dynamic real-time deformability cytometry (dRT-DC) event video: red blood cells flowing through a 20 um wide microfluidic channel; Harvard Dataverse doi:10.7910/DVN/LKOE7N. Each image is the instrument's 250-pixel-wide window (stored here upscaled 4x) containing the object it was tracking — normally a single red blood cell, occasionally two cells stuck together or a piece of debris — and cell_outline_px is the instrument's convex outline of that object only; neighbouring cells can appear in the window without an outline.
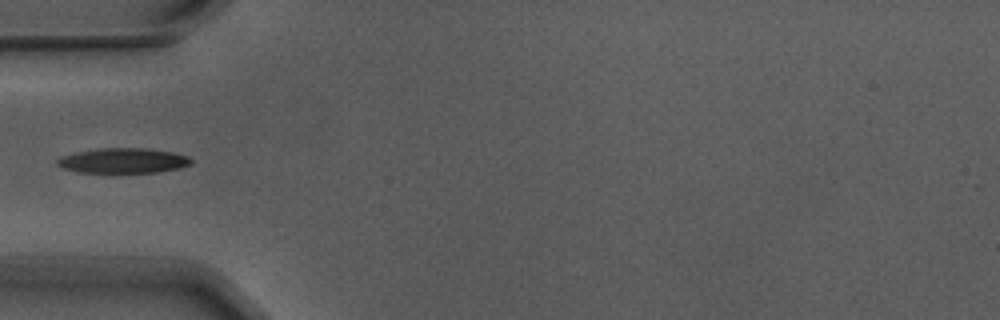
{"species": "Egyptian fruit bat (a non-hibernating species)", "species_latin": "Rousettus aegyptiacus", "temperature_condition": "warm", "stored_images_in_passage": 4, "camera_frame_rate_fps": 3000, "um_per_image_px": 0.085, "animal": {"sex": "male"}, "frame": {"image": 1, "passage_image": 4, "time_ms": 1.0, "image_size_px": [1000, 320], "cell_outline_px": [[192, 164], [180, 168], [156, 172], [80, 172], [64, 168], [56, 164], [56, 160], [60, 156], [100, 148], [144, 148], [172, 152], [188, 156], [192, 160]], "centroid_in_image_um": [10.49, 13.65], "position_along_channel_um": 74.5, "area_um2": 19.31}}